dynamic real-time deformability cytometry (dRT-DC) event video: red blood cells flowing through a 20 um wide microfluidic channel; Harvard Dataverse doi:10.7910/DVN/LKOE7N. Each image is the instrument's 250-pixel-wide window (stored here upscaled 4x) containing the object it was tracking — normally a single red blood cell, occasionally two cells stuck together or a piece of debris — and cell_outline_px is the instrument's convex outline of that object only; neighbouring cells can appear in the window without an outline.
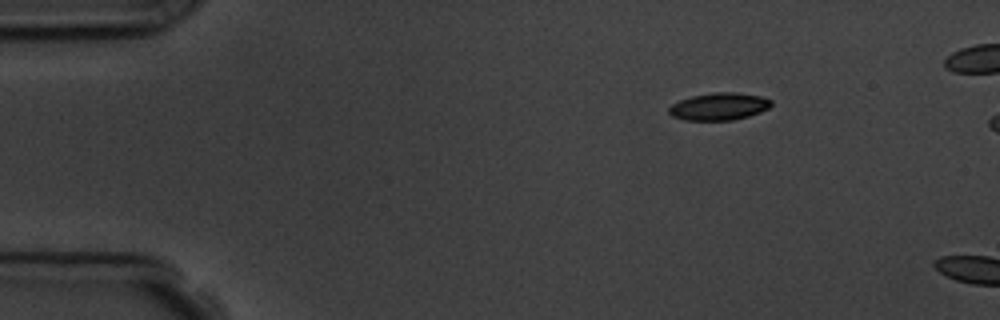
{"species": "common noctule bat (a hibernating species)", "species_latin": "Nyctalus noctula", "temperature_condition": "room temperature", "stored_images_in_passage": 4, "camera_frame_rate_fps": 3000, "um_per_image_px": 0.085, "animal": {"sex": "male", "body_mass_g": 19.5, "forearm_length_mm": 54.6}, "frame": {"image": 1, "passage_image": 1, "time_ms": 0.0, "image_size_px": [1000, 320], "cell_outline_px": [[772, 104], [768, 108], [760, 112], [748, 116], [732, 120], [684, 120], [672, 116], [668, 112], [668, 108], [672, 104], [680, 100], [692, 96], [712, 92], [736, 92], [760, 96], [772, 100]], "centroid_in_image_um": [61.11, 9.04], "position_along_channel_um": 23.9, "area_um2": 16.3}}